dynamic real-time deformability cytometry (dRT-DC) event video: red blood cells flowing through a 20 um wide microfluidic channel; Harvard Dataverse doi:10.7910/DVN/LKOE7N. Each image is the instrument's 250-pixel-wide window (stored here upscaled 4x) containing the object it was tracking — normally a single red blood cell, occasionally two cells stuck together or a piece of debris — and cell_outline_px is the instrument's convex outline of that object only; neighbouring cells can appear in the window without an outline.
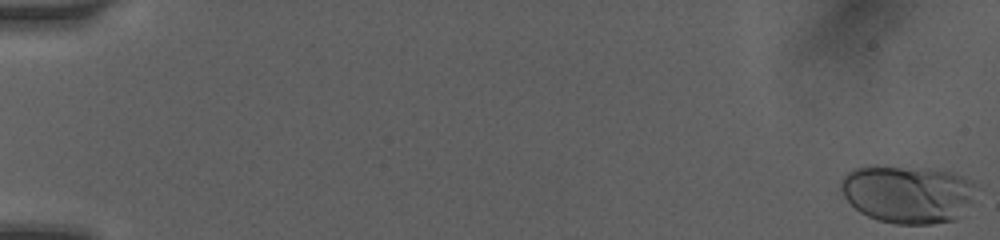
{"species": "human", "species_latin": "Homo sapiens", "temperature_condition": "room temperature", "stored_images_in_passage": 93, "camera_frame_rate_fps": 3000, "um_per_image_px": 0.085, "donor": {"sex": "female"}, "frame": {"image": 1, "passage_image": 1, "time_ms": 0.0, "image_size_px": [1000, 240], "cell_outline_px": [[972, 200], [956, 220], [932, 224], [896, 224], [880, 220], [868, 216], [860, 212], [844, 196], [840, 188], [840, 184], [844, 176], [848, 172], [856, 168], [872, 164], [876, 164], [928, 168], [952, 172], [964, 176], [972, 180]], "centroid_in_image_um": [77.12, 16.46], "position_along_channel_um": 7.9, "area_um2": 45.89}}
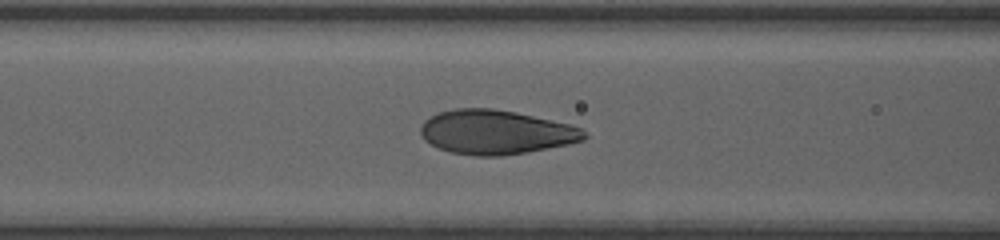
{"frame": {"image": 2, "passage_image": 37, "time_ms": 7.333, "image_size_px": [1000, 240], "cell_outline_px": [[588, 136], [584, 140], [568, 144], [528, 152], [500, 156], [472, 156], [448, 152], [424, 140], [420, 132], [420, 124], [424, 120], [436, 112], [456, 108], [492, 108], [516, 112], [568, 124], [580, 128]], "centroid_in_image_um": [42.1, 11.23], "position_along_channel_um": 124.5, "area_um2": 42.31}}
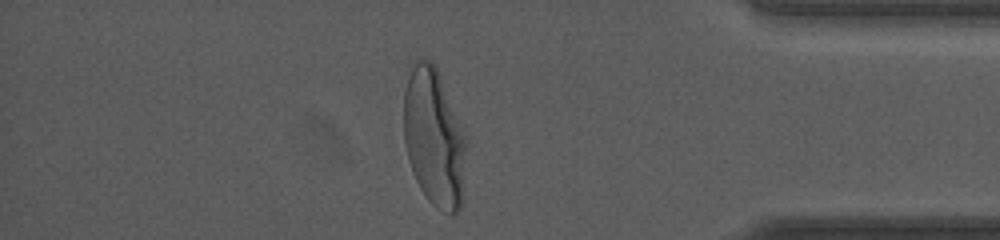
{"frame": {"image": 3, "passage_image": 80, "time_ms": 14.667, "image_size_px": [1000, 240], "cell_outline_px": [[468, 144], [460, 208], [452, 216], [448, 216], [436, 208], [428, 200], [420, 188], [416, 180], [408, 160], [404, 140], [404, 92], [408, 76], [416, 60], [420, 56], [424, 56], [432, 60], [436, 64], [468, 140]], "centroid_in_image_um": [36.91, 11.68], "position_along_channel_um": 398.3, "area_um2": 51.15}, "authors_computed_cell_mechanics": {"area_um2": 43.35, "velocity_mm_per_s": 4.0824, "shape_relaxation_time_tau1_ms": 3.4651, "shape_relaxation_time_tau2_ms": null, "deformation_change_tau1": 0.1772, "deformation_change_tau2": null}}